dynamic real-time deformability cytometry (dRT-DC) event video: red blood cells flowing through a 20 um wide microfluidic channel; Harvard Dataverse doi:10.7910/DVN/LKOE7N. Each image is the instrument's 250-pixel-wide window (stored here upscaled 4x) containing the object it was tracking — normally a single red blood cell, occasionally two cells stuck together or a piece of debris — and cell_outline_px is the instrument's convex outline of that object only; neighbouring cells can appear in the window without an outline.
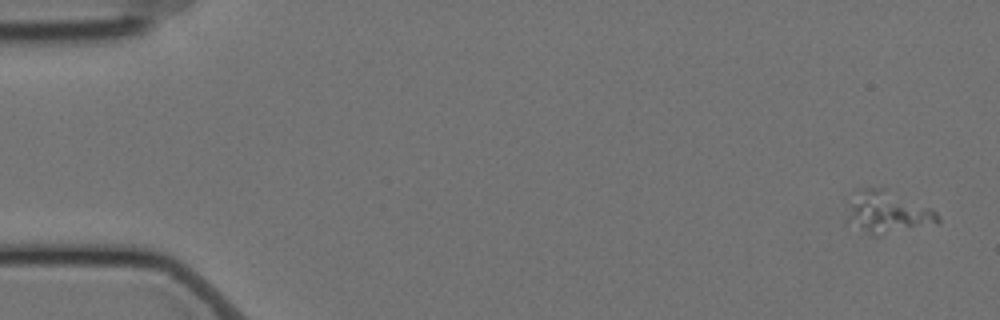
{"species": "Egyptian fruit bat (a non-hibernating species)", "species_latin": "Rousettus aegyptiacus", "temperature_condition": "cold", "stored_images_in_passage": 10, "camera_frame_rate_fps": 3000, "um_per_image_px": 0.085, "animal": {"sex": "female"}, "frame": {"image": 1, "passage_image": 1, "time_ms": 0.0, "image_size_px": [1000, 320], "cell_outline_px": [[940, 220], [936, 224], [880, 236], [872, 236], [860, 228], [852, 212], [852, 192], [856, 188], [884, 188], [932, 208], [940, 216]], "centroid_in_image_um": [75.6, 18.02], "position_along_channel_um": 9.4, "area_um2": 21.5}}